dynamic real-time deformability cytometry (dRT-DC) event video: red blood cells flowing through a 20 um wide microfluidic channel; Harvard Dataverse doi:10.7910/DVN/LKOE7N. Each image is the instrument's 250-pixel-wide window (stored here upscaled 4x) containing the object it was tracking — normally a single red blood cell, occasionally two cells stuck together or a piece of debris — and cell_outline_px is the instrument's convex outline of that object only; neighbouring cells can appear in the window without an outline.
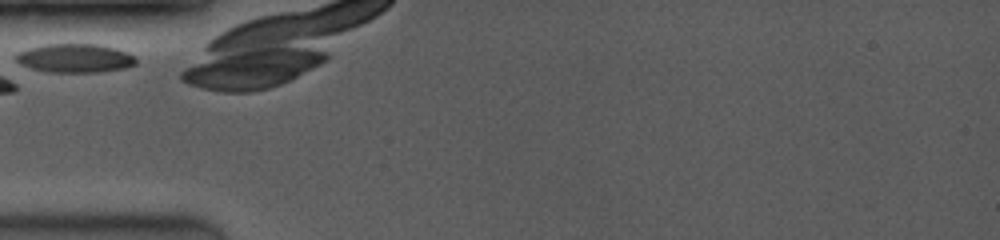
{"species": "common noctule bat (a hibernating species)", "species_latin": "Nyctalus noctula", "temperature_condition": "room temperature", "stored_images_in_passage": 31, "camera_frame_rate_fps": 3500, "um_per_image_px": 0.085, "animal": {"sex": "female", "body_mass_g": 19.0, "forearm_length_mm": 53.3}, "frame": {"image": 1, "passage_image": 1, "time_ms": 0.0, "image_size_px": [1000, 240], "cell_outline_px": [[136, 64], [124, 68], [100, 72], [44, 72], [20, 64], [16, 60], [16, 52], [28, 48], [44, 44], [96, 44], [116, 48], [136, 56]], "centroid_in_image_um": [6.36, 4.94], "position_along_channel_um": 78.6, "area_um2": 20.23}}
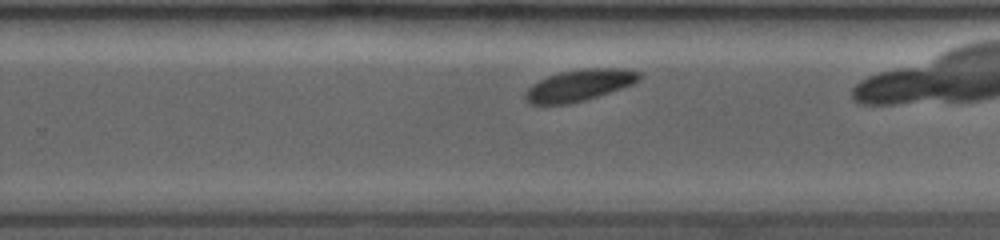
{"frame": {"image": 2, "passage_image": 19, "time_ms": 4.857, "image_size_px": [1000, 240], "cell_outline_px": [[644, 76], [640, 80], [632, 84], [584, 100], [568, 104], [532, 104], [524, 100], [524, 92], [532, 84], [548, 76], [560, 72], [584, 68], [624, 68], [640, 72]], "centroid_in_image_um": [49.24, 7.23], "position_along_channel_um": 280.6, "area_um2": 20.87}}
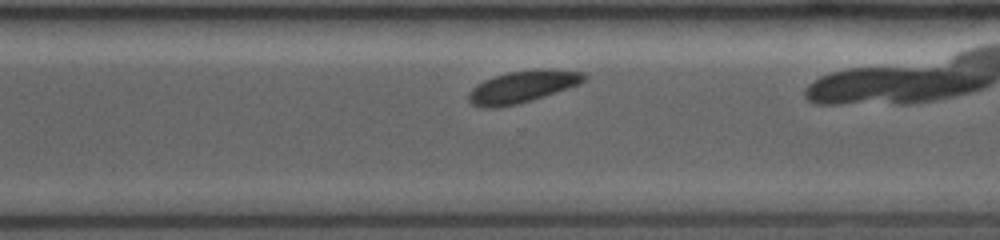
{"frame": {"image": 3, "passage_image": 23, "time_ms": 6.0, "image_size_px": [1000, 240], "cell_outline_px": [[588, 76], [580, 84], [532, 100], [516, 104], [496, 108], [484, 108], [472, 104], [468, 100], [468, 92], [476, 84], [484, 80], [508, 72], [536, 68], [544, 68], [584, 72]], "centroid_in_image_um": [44.41, 7.36], "position_along_channel_um": 326.2, "area_um2": 21.68}}